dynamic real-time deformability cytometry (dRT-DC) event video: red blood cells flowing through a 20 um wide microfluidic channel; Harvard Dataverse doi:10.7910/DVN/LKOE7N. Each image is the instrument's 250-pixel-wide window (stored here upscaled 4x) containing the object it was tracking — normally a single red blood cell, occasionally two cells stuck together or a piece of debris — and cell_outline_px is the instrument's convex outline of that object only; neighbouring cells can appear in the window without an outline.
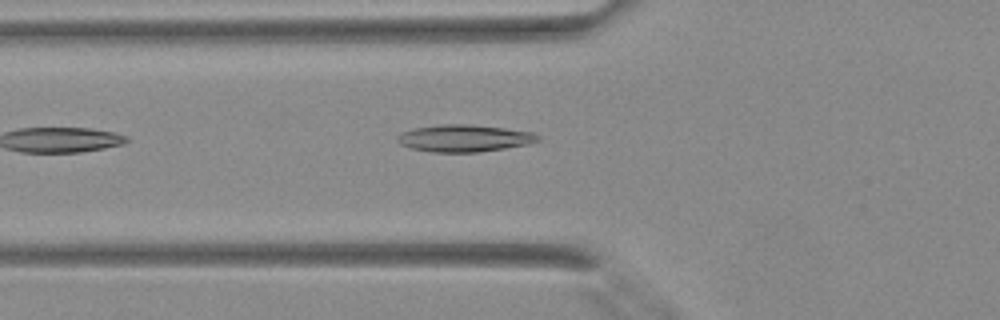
{"species": "Egyptian fruit bat (a non-hibernating species)", "species_latin": "Rousettus aegyptiacus", "temperature_condition": "warm", "stored_images_in_passage": 23, "camera_frame_rate_fps": 3000, "um_per_image_px": 0.085, "animal": {"sex": "female"}, "frame": {"image": 1, "passage_image": 2, "time_ms": 0.333, "image_size_px": [1000, 320], "cell_outline_px": [[540, 140], [528, 144], [480, 152], [432, 152], [412, 148], [400, 144], [396, 140], [396, 136], [400, 132], [412, 128], [440, 124], [472, 124], [504, 128], [532, 132], [540, 136]], "centroid_in_image_um": [39.42, 11.74], "position_along_channel_um": 86.4, "area_um2": 22.31}}
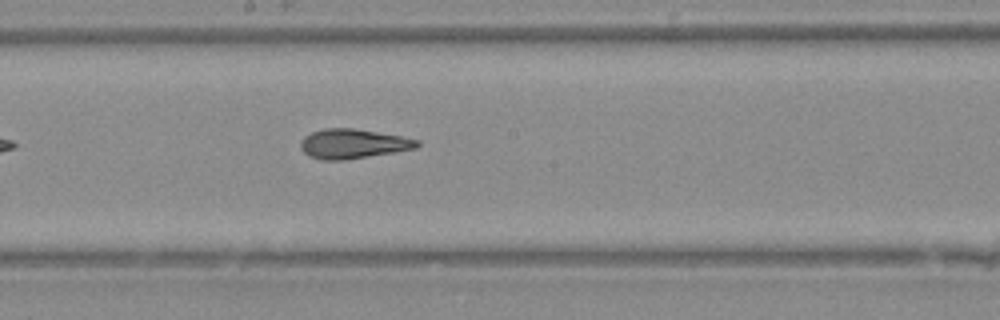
{"frame": {"image": 2, "passage_image": 10, "time_ms": 3.0, "image_size_px": [1000, 320], "cell_outline_px": [[420, 144], [416, 148], [344, 160], [320, 160], [304, 152], [300, 148], [300, 144], [304, 136], [312, 132], [324, 128], [352, 128], [400, 136], [420, 140]], "centroid_in_image_um": [29.98, 12.22], "position_along_channel_um": 218.2, "area_um2": 19.77}}
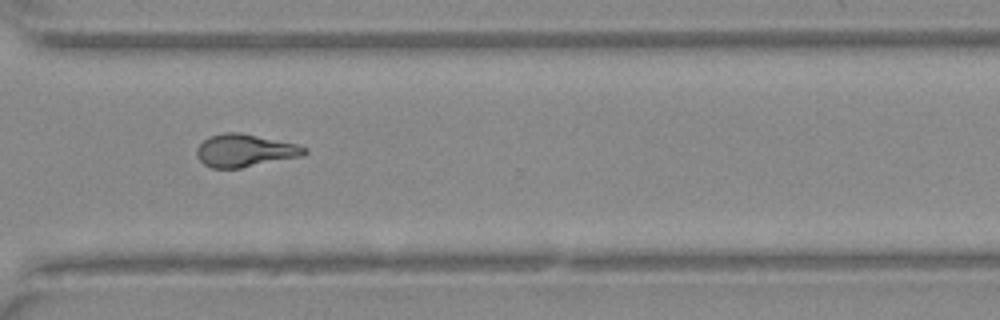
{"frame": {"image": 3, "passage_image": 18, "time_ms": 5.667, "image_size_px": [1000, 320], "cell_outline_px": [[308, 152], [304, 156], [240, 168], [212, 168], [204, 164], [200, 160], [196, 152], [196, 148], [208, 136], [224, 132], [240, 132], [296, 144], [308, 148]], "centroid_in_image_um": [20.83, 12.79], "position_along_channel_um": 349.8, "area_um2": 20.58}}